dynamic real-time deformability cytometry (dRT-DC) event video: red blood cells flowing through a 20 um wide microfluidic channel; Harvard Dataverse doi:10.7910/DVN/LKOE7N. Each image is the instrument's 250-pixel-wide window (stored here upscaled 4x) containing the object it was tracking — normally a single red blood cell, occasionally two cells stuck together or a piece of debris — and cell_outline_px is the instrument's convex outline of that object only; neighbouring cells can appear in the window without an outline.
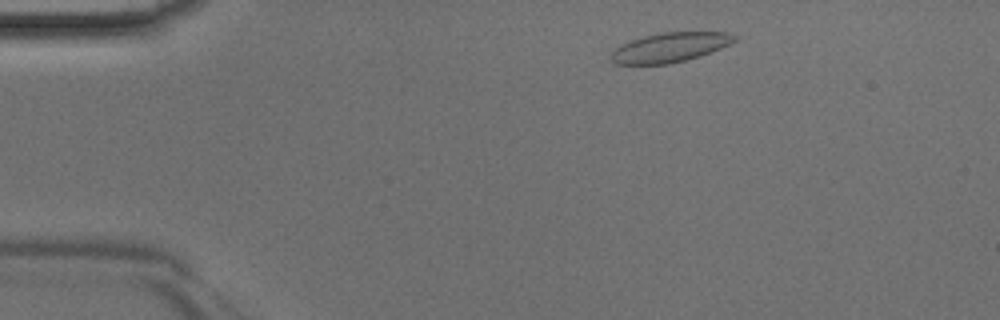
{"species": "Egyptian fruit bat (a non-hibernating species)", "species_latin": "Rousettus aegyptiacus", "temperature_condition": "room temperature", "stored_images_in_passage": 18, "camera_frame_rate_fps": 3000, "um_per_image_px": 0.085, "animal": {"sex": "male"}, "frame": {"image": 1, "passage_image": 3, "time_ms": 0.667, "image_size_px": [1000, 320], "cell_outline_px": [[740, 36], [736, 40], [712, 52], [700, 56], [668, 64], [616, 64], [612, 60], [612, 52], [620, 44], [644, 36], [660, 32], [728, 32]], "centroid_in_image_um": [56.98, 4.01], "position_along_channel_um": 28.0, "area_um2": 21.15}}
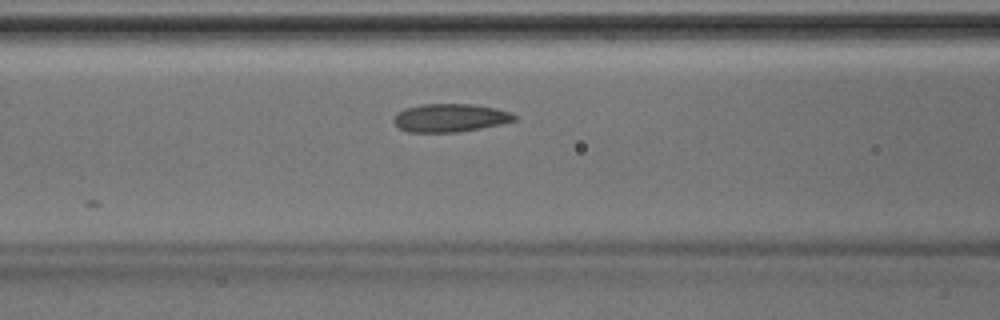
{"frame": {"image": 2, "passage_image": 14, "time_ms": 4.333, "image_size_px": [1000, 320], "cell_outline_px": [[516, 120], [500, 124], [480, 128], [456, 132], [408, 132], [400, 128], [392, 120], [396, 112], [404, 108], [424, 104], [472, 104], [496, 108], [512, 112], [516, 116]], "centroid_in_image_um": [38.24, 10.01], "position_along_channel_um": 128.4, "area_um2": 19.83}}